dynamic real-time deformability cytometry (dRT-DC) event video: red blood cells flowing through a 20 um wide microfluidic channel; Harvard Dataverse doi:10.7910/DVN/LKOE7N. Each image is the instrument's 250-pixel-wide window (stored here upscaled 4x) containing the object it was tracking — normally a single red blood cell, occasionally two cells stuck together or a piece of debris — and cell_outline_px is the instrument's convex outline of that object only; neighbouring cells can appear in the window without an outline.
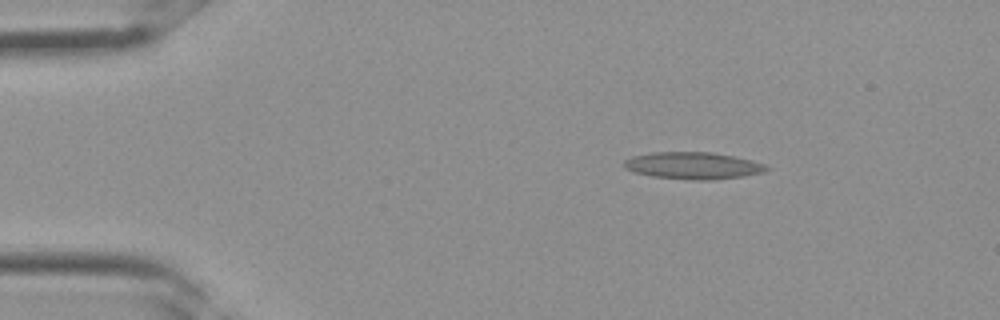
{"species": "Egyptian fruit bat (a non-hibernating species)", "species_latin": "Rousettus aegyptiacus", "temperature_condition": "room temperature", "stored_images_in_passage": 30, "camera_frame_rate_fps": 3000, "um_per_image_px": 0.085, "frame": {"image": 1, "passage_image": 1, "time_ms": 0.0, "image_size_px": [1000, 320], "cell_outline_px": [[772, 168], [764, 172], [744, 176], [712, 180], [692, 180], [652, 176], [636, 172], [624, 168], [624, 160], [632, 156], [652, 152], [712, 152], [752, 160], [764, 164]], "centroid_in_image_um": [58.93, 14.08], "position_along_channel_um": 26.1, "area_um2": 22.43}}
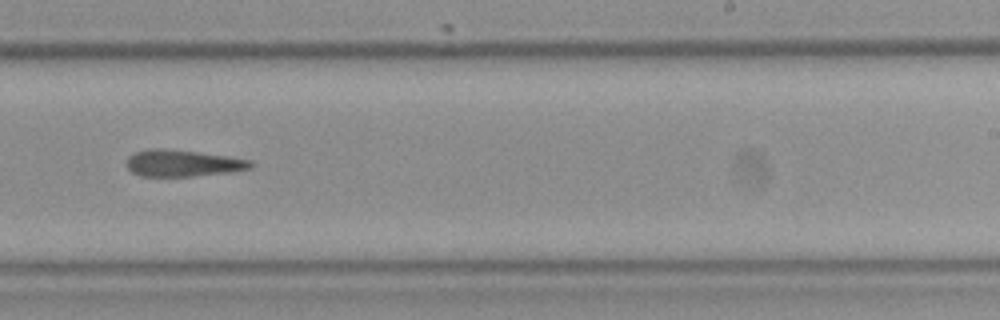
{"frame": {"image": 2, "passage_image": 17, "time_ms": 5.333, "image_size_px": [1000, 320], "cell_outline_px": [[256, 164], [252, 168], [228, 172], [192, 176], [140, 176], [132, 172], [128, 168], [128, 156], [132, 152], [152, 148], [160, 148], [196, 152], [228, 156], [252, 160]], "centroid_in_image_um": [15.55, 13.87], "position_along_channel_um": 273.4, "area_um2": 19.25}}
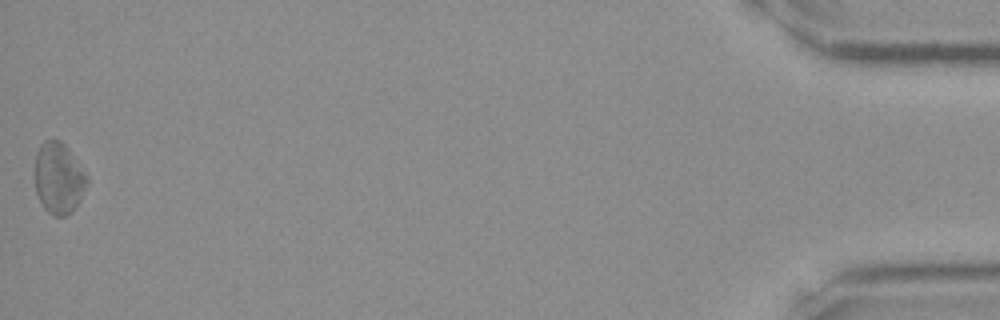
{"frame": {"image": 3, "passage_image": 30, "time_ms": 9.667, "image_size_px": [1000, 320], "cell_outline_px": [[88, 184], [80, 200], [72, 212], [64, 216], [52, 216], [44, 208], [36, 192], [36, 152], [40, 144], [44, 140], [60, 140], [68, 148], [88, 176]], "centroid_in_image_um": [5.0, 15.15], "position_along_channel_um": 430.2, "area_um2": 21.62}}